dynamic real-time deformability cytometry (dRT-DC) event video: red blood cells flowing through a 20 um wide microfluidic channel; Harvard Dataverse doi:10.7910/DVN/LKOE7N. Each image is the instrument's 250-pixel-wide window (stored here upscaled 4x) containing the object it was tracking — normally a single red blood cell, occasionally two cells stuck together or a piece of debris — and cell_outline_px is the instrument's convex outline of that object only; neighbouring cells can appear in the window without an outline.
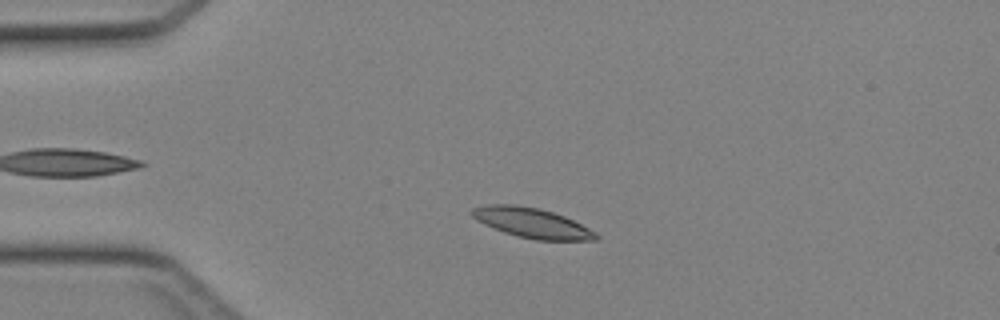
{"species": "Egyptian fruit bat (a non-hibernating species)", "species_latin": "Rousettus aegyptiacus", "temperature_condition": "cold", "stored_images_in_passage": 42, "camera_frame_rate_fps": 3000, "um_per_image_px": 0.085, "animal": {"sex": "female"}, "frame": {"image": 1, "passage_image": 8, "time_ms": 2.333, "image_size_px": [1000, 320], "cell_outline_px": [[600, 236], [596, 240], [536, 240], [516, 236], [504, 232], [484, 224], [476, 220], [468, 212], [472, 208], [488, 204], [516, 204], [536, 208], [552, 212], [564, 216], [596, 232]], "centroid_in_image_um": [45.17, 18.94], "position_along_channel_um": 39.8, "area_um2": 21.56}}
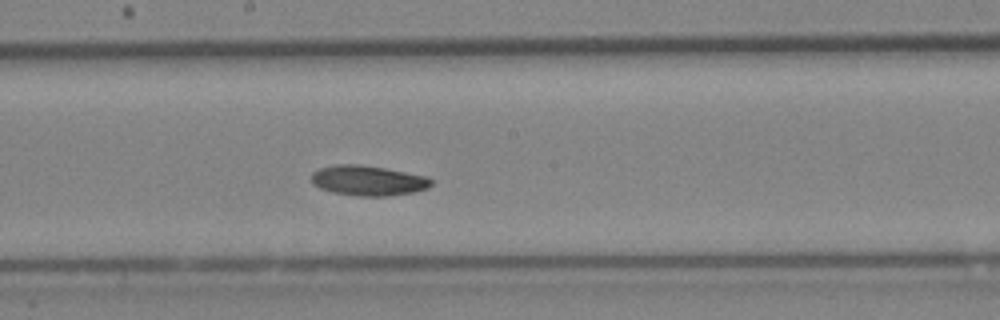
{"frame": {"image": 2, "passage_image": 22, "time_ms": 7.0, "image_size_px": [1000, 320], "cell_outline_px": [[432, 184], [428, 188], [412, 192], [388, 196], [360, 196], [332, 192], [320, 188], [312, 184], [312, 172], [320, 168], [336, 164], [360, 164], [384, 168], [428, 176], [432, 180]], "centroid_in_image_um": [31.28, 15.34], "position_along_channel_um": 216.9, "area_um2": 21.04}}
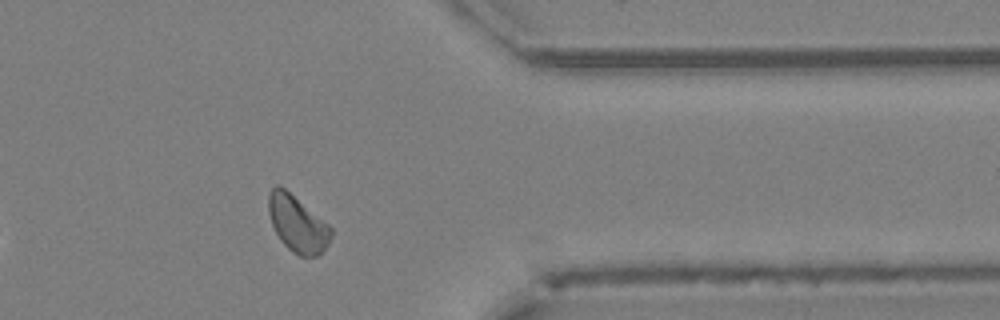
{"frame": {"image": 3, "passage_image": 34, "time_ms": 11.0, "image_size_px": [1000, 320], "cell_outline_px": [[332, 236], [328, 244], [316, 256], [300, 256], [292, 252], [280, 240], [272, 224], [268, 212], [268, 192], [276, 184], [280, 184], [328, 224], [332, 228]], "centroid_in_image_um": [25.26, 19.0], "position_along_channel_um": 386.1, "area_um2": 20.46}}